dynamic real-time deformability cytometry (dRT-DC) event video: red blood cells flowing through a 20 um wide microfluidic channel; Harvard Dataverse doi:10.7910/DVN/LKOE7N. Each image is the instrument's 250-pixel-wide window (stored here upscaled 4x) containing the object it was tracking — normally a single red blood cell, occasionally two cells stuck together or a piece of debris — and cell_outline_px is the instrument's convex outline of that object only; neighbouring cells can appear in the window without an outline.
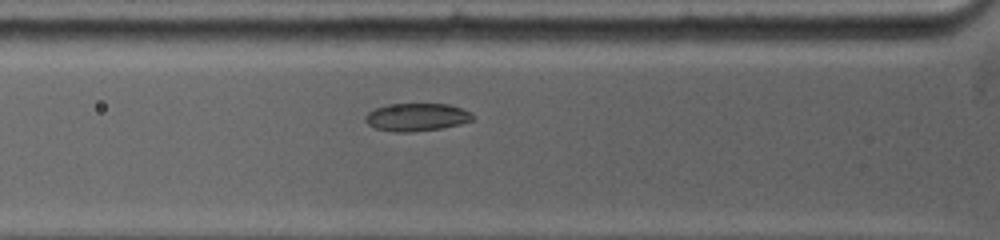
{"species": "common noctule bat (a hibernating species)", "species_latin": "Nyctalus noctula", "temperature_condition": "warm", "stored_images_in_passage": 28, "camera_frame_rate_fps": 5000, "um_per_image_px": 0.085, "animal": {"sex": "female", "body_mass_g": 19.0, "forearm_length_mm": 53.3}, "frame": {"image": 1, "passage_image": 7, "time_ms": 3.2, "image_size_px": [1000, 240], "cell_outline_px": [[472, 120], [460, 124], [440, 128], [412, 132], [396, 132], [376, 128], [368, 124], [364, 120], [364, 116], [368, 112], [376, 108], [388, 104], [448, 104], [472, 112]], "centroid_in_image_um": [35.39, 9.95], "position_along_channel_um": 90.4, "area_um2": 17.28}}
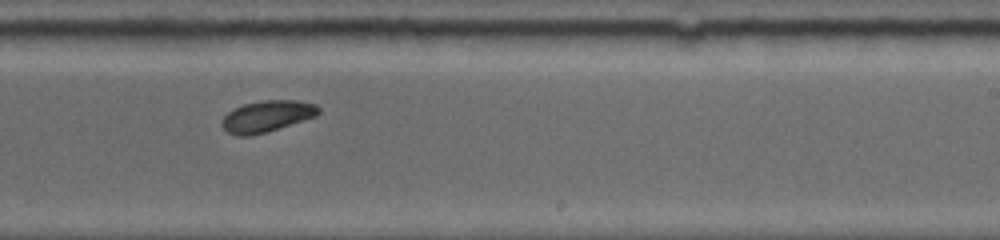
{"frame": {"image": 2, "passage_image": 16, "time_ms": 7.8, "image_size_px": [1000, 240], "cell_outline_px": [[320, 112], [316, 116], [304, 120], [264, 132], [248, 136], [236, 136], [228, 132], [220, 124], [220, 120], [228, 112], [244, 104], [264, 100], [296, 100], [316, 104], [320, 108]], "centroid_in_image_um": [22.68, 9.87], "position_along_channel_um": 266.3, "area_um2": 17.51}}
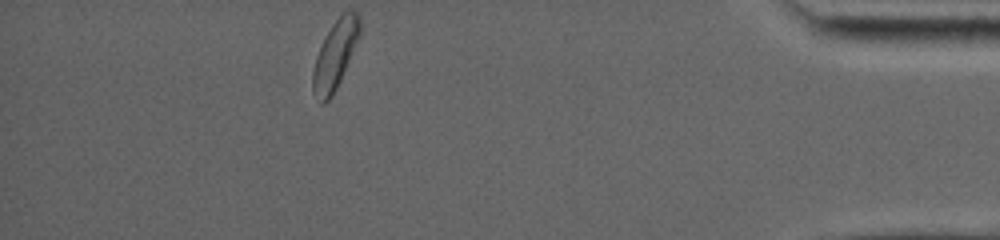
{"frame": {"image": 3, "passage_image": 28, "time_ms": 13.0, "image_size_px": [1000, 240], "cell_outline_px": [[360, 32], [340, 80], [332, 96], [324, 104], [320, 104], [312, 92], [312, 72], [316, 56], [324, 36], [340, 12], [356, 12], [360, 16]], "centroid_in_image_um": [28.44, 4.67], "position_along_channel_um": 406.8, "area_um2": 18.55}, "authors_computed_cell_mechanics": {"area_um2": 17.8891, "velocity_mm_per_s": 3.8369, "shape_relaxation_time_tau1_ms": 6.3875, "shape_relaxation_time_tau2_ms": null, "deformation_change_tau1": 0.1172, "deformation_change_tau2": null}}